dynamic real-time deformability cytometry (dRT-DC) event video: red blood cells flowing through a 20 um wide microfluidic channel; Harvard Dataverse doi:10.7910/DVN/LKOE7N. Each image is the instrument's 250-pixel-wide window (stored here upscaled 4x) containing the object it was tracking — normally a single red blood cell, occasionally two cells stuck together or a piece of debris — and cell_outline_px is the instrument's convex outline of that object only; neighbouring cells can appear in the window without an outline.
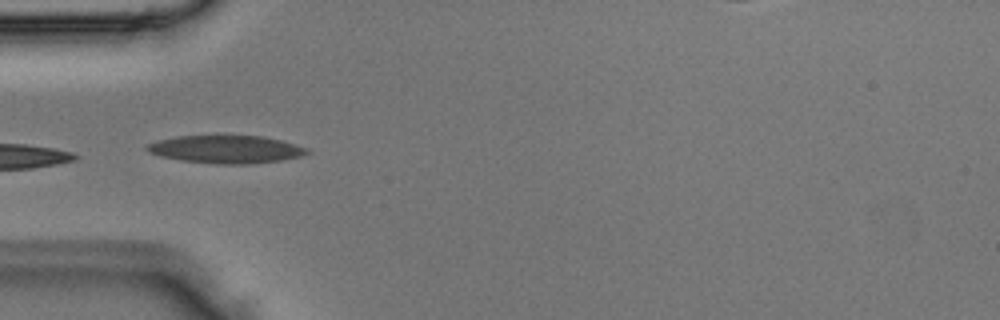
{"species": "Egyptian fruit bat (a non-hibernating species)", "species_latin": "Rousettus aegyptiacus", "temperature_condition": "room temperature", "stored_images_in_passage": 5, "camera_frame_rate_fps": 3000, "um_per_image_px": 0.085, "animal": {"sex": "male"}, "frame": {"image": 1, "passage_image": 4, "time_ms": 1.0, "image_size_px": [1000, 320], "cell_outline_px": [[312, 152], [300, 156], [280, 160], [248, 164], [216, 164], [180, 160], [160, 156], [148, 152], [144, 148], [148, 144], [160, 140], [176, 136], [264, 136], [280, 140], [308, 148]], "centroid_in_image_um": [19.21, 12.69], "position_along_channel_um": 65.8, "area_um2": 25.84}}